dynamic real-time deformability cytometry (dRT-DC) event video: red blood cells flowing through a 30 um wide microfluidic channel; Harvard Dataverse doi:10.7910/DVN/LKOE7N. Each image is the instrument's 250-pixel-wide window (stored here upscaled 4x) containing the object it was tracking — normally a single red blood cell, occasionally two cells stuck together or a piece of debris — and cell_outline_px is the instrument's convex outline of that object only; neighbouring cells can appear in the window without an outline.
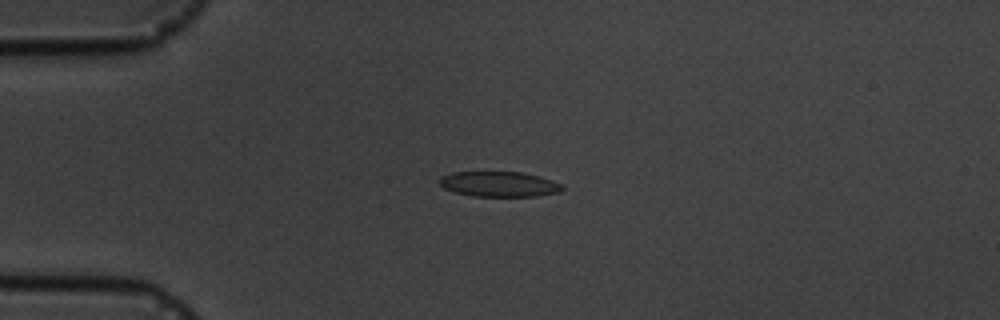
{"species": "common noctule bat (a hibernating species)", "species_latin": "Nyctalus noctula", "temperature_condition": "cold", "stored_images_in_passage": 6, "camera_frame_rate_fps": 3000, "um_per_image_px": 0.085, "animal": {"sex": "male", "body_mass_g": 19.5, "forearm_length_mm": 54.6}, "frame": {"image": 1, "passage_image": 3, "time_ms": 2.333, "image_size_px": [1000, 320], "cell_outline_px": [[564, 188], [560, 192], [536, 196], [472, 196], [456, 192], [444, 188], [440, 184], [440, 176], [452, 172], [520, 172], [540, 176], [552, 180], [560, 184]], "centroid_in_image_um": [42.43, 15.65], "position_along_channel_um": 42.6, "area_um2": 17.98}}
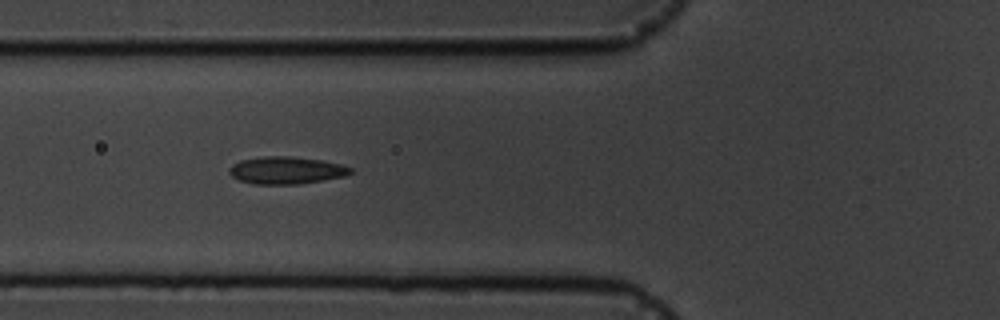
{"frame": {"image": 2, "passage_image": 5, "time_ms": 4.667, "image_size_px": [1000, 320], "cell_outline_px": [[352, 172], [344, 176], [300, 184], [252, 184], [240, 180], [232, 176], [228, 172], [228, 168], [232, 164], [240, 160], [264, 156], [288, 156], [324, 160], [340, 164], [352, 168]], "centroid_in_image_um": [24.3, 14.47], "position_along_channel_um": 101.5, "area_um2": 19.36}}
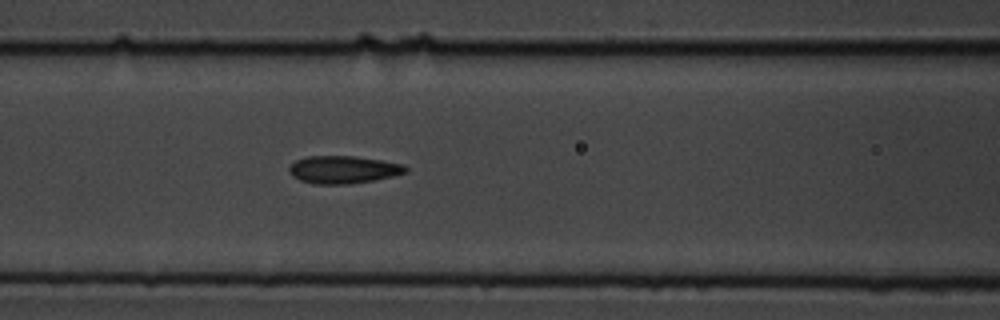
{"frame": {"image": 3, "passage_image": 6, "time_ms": 5.667, "image_size_px": [1000, 320], "cell_outline_px": [[408, 172], [392, 176], [372, 180], [348, 184], [312, 184], [300, 180], [292, 176], [288, 172], [288, 168], [296, 160], [308, 156], [356, 156], [404, 164], [408, 168]], "centroid_in_image_um": [29.16, 14.41], "position_along_channel_um": 137.4, "area_um2": 18.79}}